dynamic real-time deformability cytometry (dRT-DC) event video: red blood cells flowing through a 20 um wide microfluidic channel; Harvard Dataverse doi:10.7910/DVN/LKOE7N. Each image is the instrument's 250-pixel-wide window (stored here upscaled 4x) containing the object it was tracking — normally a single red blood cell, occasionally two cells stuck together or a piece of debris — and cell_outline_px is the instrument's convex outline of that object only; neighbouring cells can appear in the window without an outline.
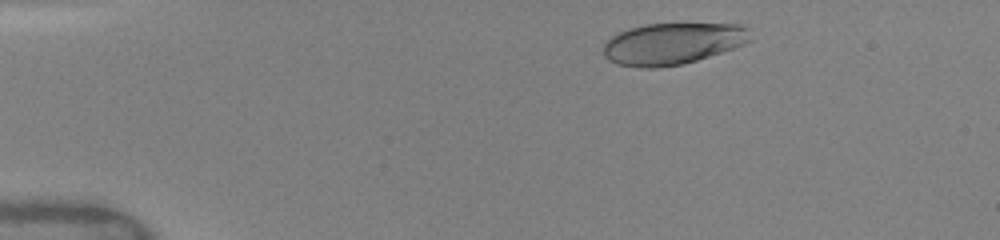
{"species": "human", "species_latin": "Homo sapiens", "temperature_condition": "warm", "stored_images_in_passage": 21, "camera_frame_rate_fps": 3000, "um_per_image_px": 0.085, "donor": {"sex": "female"}, "frame": {"image": 1, "passage_image": 2, "time_ms": 1.0, "image_size_px": [1000, 240], "cell_outline_px": [[752, 40], [744, 44], [684, 64], [660, 68], [640, 68], [616, 64], [608, 60], [604, 56], [604, 44], [612, 36], [628, 28], [644, 24], [740, 24], [748, 28]], "centroid_in_image_um": [57.15, 3.71], "position_along_channel_um": 27.9, "area_um2": 35.66}}
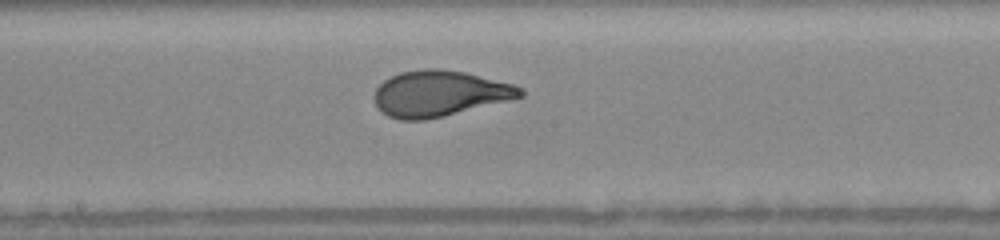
{"frame": {"image": 2, "passage_image": 9, "time_ms": 7.333, "image_size_px": [1000, 240], "cell_outline_px": [[524, 96], [444, 116], [424, 120], [400, 120], [388, 116], [380, 112], [376, 108], [372, 96], [376, 88], [384, 80], [400, 72], [424, 68], [440, 68], [464, 72], [516, 84], [524, 88]], "centroid_in_image_um": [37.33, 7.95], "position_along_channel_um": 210.9, "area_um2": 39.36}}
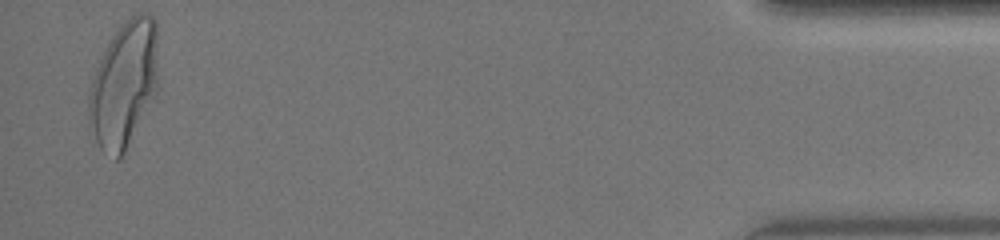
{"frame": {"image": 3, "passage_image": 21, "time_ms": 14.333, "image_size_px": [1000, 240], "cell_outline_px": [[156, 92], [120, 160], [116, 160], [104, 152], [100, 148], [96, 140], [88, 112], [88, 92], [96, 68], [112, 36], [136, 12], [144, 12], [152, 16], [156, 20]], "centroid_in_image_um": [10.52, 7.17], "position_along_channel_um": 424.7, "area_um2": 49.88}, "authors_computed_cell_mechanics": {"area_um2": 38.9572, "velocity_mm_per_s": 4.0931, "shape_relaxation_time_tau1_ms": 3.4832, "shape_relaxation_time_tau2_ms": null, "deformation_change_tau1": 0.1649, "deformation_change_tau2": null}}